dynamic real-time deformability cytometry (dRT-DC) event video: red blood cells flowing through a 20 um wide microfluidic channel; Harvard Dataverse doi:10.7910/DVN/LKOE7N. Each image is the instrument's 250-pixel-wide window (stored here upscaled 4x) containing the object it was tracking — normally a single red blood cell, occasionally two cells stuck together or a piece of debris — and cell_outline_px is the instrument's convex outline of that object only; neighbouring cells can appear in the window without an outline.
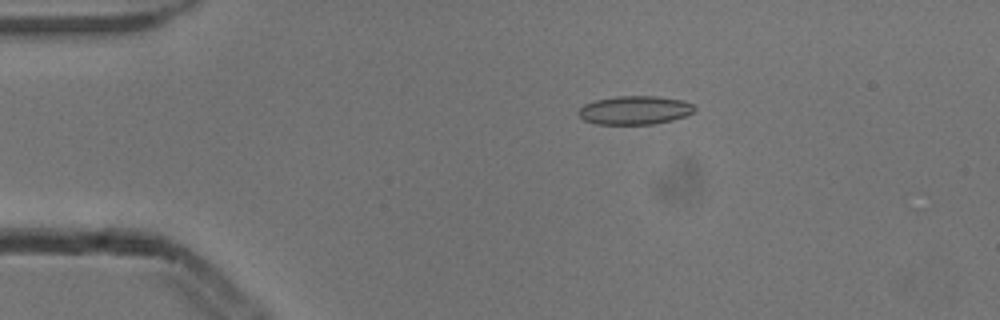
{"species": "common noctule bat (a hibernating species)", "species_latin": "Nyctalus noctula", "temperature_condition": "cold", "stored_images_in_passage": 5, "camera_frame_rate_fps": 3000, "um_per_image_px": 0.085, "animal": {"sex": "male", "body_mass_g": 13.3}, "frame": {"image": 1, "passage_image": 3, "time_ms": 0.667, "image_size_px": [1000, 320], "cell_outline_px": [[696, 108], [692, 112], [684, 116], [672, 120], [652, 124], [596, 124], [584, 120], [576, 112], [584, 104], [596, 100], [616, 96], [656, 96], [680, 100], [692, 104]], "centroid_in_image_um": [53.92, 9.37], "position_along_channel_um": 31.1, "area_um2": 19.19}}